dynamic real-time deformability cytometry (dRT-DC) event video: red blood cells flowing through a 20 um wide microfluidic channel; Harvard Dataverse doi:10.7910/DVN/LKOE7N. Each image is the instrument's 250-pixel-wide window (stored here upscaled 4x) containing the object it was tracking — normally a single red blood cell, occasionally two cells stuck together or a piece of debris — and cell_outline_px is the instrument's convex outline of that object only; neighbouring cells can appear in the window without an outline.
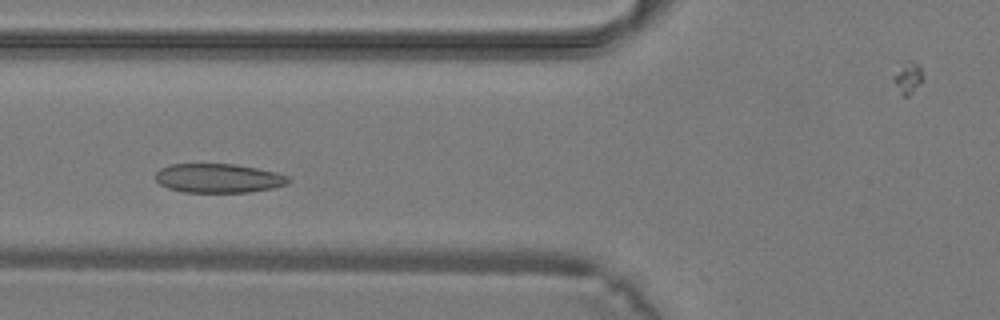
{"species": "common noctule bat (a hibernating species)", "species_latin": "Nyctalus noctula", "temperature_condition": "warm", "stored_images_in_passage": 34, "camera_frame_rate_fps": 3000, "um_per_image_px": 0.085, "animal": {"sex": "male", "body_mass_g": 19.2, "forearm_length_mm": 51.8}, "frame": {"image": 1, "passage_image": 9, "time_ms": 2.667, "image_size_px": [1000, 320], "cell_outline_px": [[292, 180], [288, 184], [272, 188], [248, 192], [184, 192], [168, 188], [160, 184], [156, 180], [156, 172], [160, 168], [168, 164], [232, 164], [256, 168], [276, 172], [288, 176]], "centroid_in_image_um": [18.57, 15.14], "position_along_channel_um": 107.2, "area_um2": 22.54}}
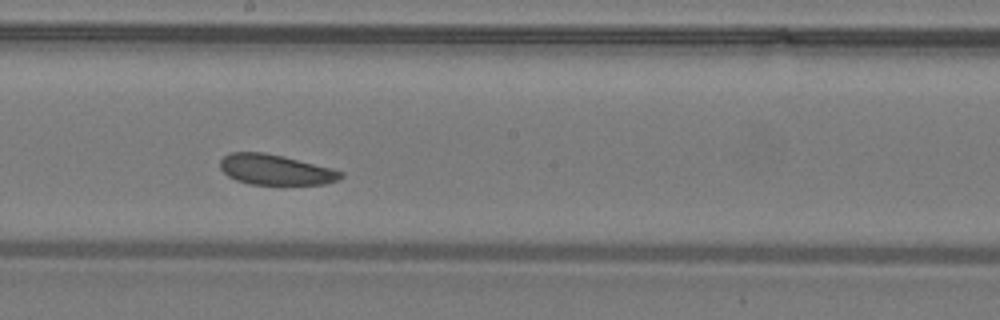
{"frame": {"image": 2, "passage_image": 16, "time_ms": 5.0, "image_size_px": [1000, 320], "cell_outline_px": [[344, 176], [336, 180], [324, 184], [248, 184], [236, 180], [228, 176], [220, 168], [220, 160], [224, 156], [232, 152], [264, 152], [284, 156], [332, 168], [344, 172]], "centroid_in_image_um": [23.41, 14.42], "position_along_channel_um": 224.8, "area_um2": 21.33}}
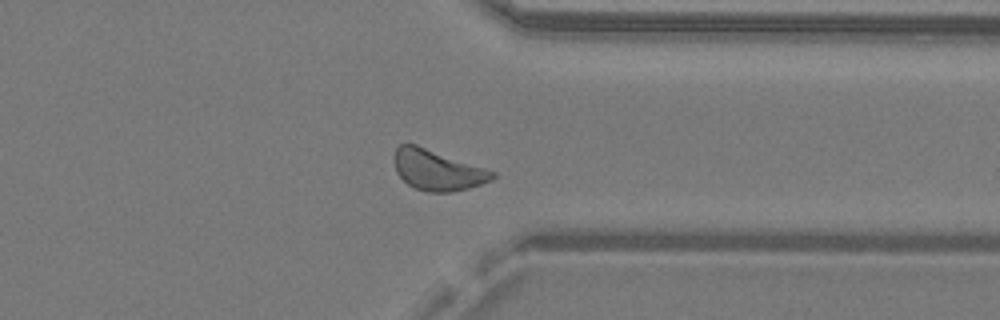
{"frame": {"image": 3, "passage_image": 25, "time_ms": 8.0, "image_size_px": [1000, 320], "cell_outline_px": [[496, 176], [492, 180], [468, 188], [452, 192], [428, 192], [416, 188], [408, 184], [396, 172], [392, 160], [392, 156], [396, 148], [400, 144], [416, 144], [496, 172]], "centroid_in_image_um": [37.14, 14.45], "position_along_channel_um": 374.3, "area_um2": 23.18}}